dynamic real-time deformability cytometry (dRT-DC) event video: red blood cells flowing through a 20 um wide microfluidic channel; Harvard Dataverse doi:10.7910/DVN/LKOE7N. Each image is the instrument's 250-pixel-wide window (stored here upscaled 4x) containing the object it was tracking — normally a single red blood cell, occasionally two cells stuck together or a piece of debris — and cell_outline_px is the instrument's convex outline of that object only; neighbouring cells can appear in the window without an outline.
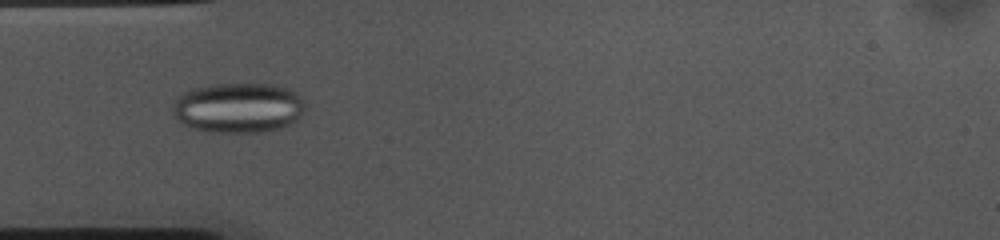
{"species": "common noctule bat (a hibernating species)", "species_latin": "Nyctalus noctula", "temperature_condition": "cold", "stored_images_in_passage": 53, "camera_frame_rate_fps": 3000, "um_per_image_px": 0.085, "animal": {"sex": "female", "body_mass_g": 10.0, "forearm_length_mm": 53.1}, "frame": {"image": 1, "passage_image": 15, "time_ms": 4.667, "image_size_px": [1000, 240], "cell_outline_px": [[304, 112], [296, 120], [280, 128], [264, 132], [208, 132], [184, 124], [172, 112], [172, 104], [176, 96], [192, 88], [212, 84], [272, 84], [288, 88], [296, 92], [304, 104]], "centroid_in_image_um": [20.24, 9.15], "position_along_channel_um": 64.8, "area_um2": 38.73}}
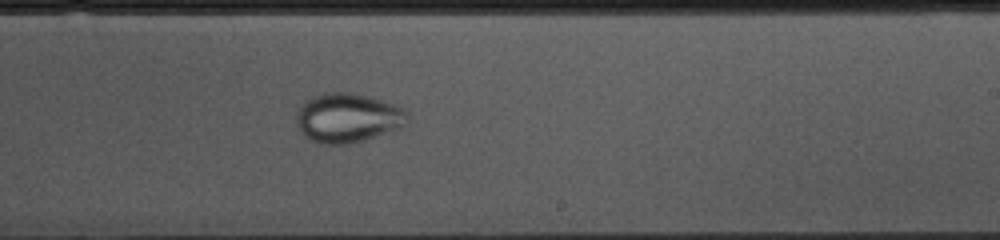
{"frame": {"image": 2, "passage_image": 31, "time_ms": 10.0, "image_size_px": [1000, 240], "cell_outline_px": [[412, 116], [400, 128], [364, 140], [348, 144], [320, 144], [308, 140], [304, 136], [296, 124], [296, 112], [300, 104], [304, 100], [312, 96], [324, 92], [352, 92], [372, 96], [408, 108]], "centroid_in_image_um": [29.58, 9.99], "position_along_channel_um": 259.4, "area_um2": 32.95}}
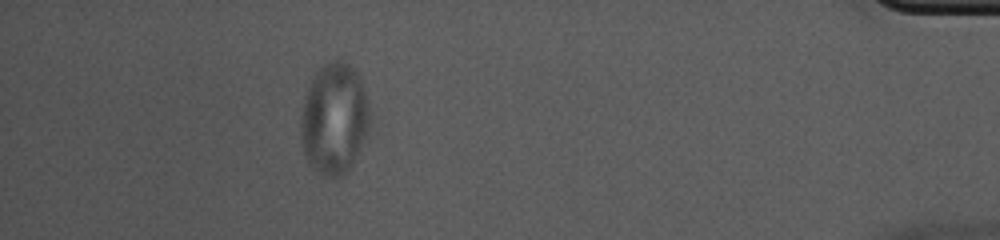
{"frame": {"image": 3, "passage_image": 48, "time_ms": 15.667, "image_size_px": [1000, 240], "cell_outline_px": [[372, 124], [352, 164], [344, 176], [336, 180], [324, 176], [316, 172], [308, 164], [304, 152], [300, 136], [300, 120], [304, 96], [308, 84], [324, 60], [344, 60], [360, 76], [368, 100], [372, 116]], "centroid_in_image_um": [28.41, 10.1], "position_along_channel_um": 406.8, "area_um2": 46.07}}